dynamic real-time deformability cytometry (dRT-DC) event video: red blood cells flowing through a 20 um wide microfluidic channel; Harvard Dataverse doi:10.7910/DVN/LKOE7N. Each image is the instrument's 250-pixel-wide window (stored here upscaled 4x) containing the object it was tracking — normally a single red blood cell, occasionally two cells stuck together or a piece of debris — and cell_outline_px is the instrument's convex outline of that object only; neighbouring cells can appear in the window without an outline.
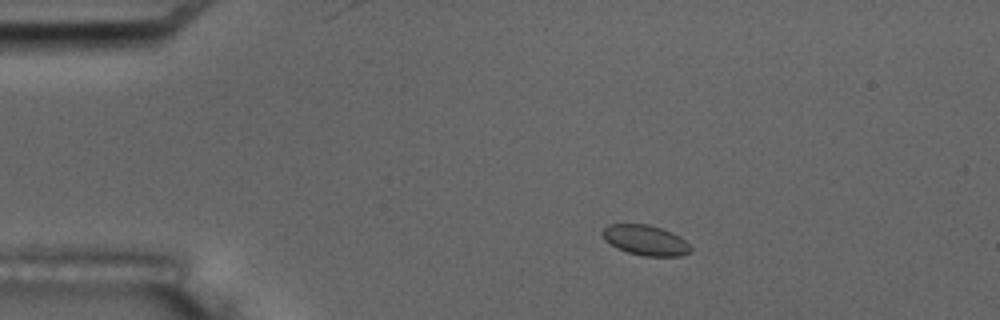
{"species": "common noctule bat (a hibernating species)", "species_latin": "Nyctalus noctula", "temperature_condition": "room temperature", "stored_images_in_passage": 5, "camera_frame_rate_fps": 3000, "um_per_image_px": 0.085, "animal": {"sex": "male", "body_mass_g": 17.5, "forearm_length_mm": 52.3}, "frame": {"image": 1, "passage_image": 2, "time_ms": 1.0, "image_size_px": [1000, 320], "cell_outline_px": [[692, 252], [680, 256], [644, 256], [628, 252], [616, 248], [604, 240], [600, 232], [608, 224], [648, 224], [672, 232], [680, 236], [692, 248]], "centroid_in_image_um": [54.85, 20.42], "position_along_channel_um": 30.2, "area_um2": 15.66}}